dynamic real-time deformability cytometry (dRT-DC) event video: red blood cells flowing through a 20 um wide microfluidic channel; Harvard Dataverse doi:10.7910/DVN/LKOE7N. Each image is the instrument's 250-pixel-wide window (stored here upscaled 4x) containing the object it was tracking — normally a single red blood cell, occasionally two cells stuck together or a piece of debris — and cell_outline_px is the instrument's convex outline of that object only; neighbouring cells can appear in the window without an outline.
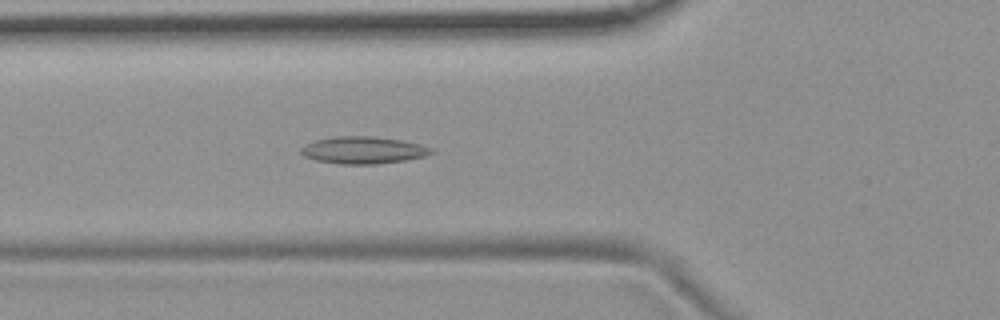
{"species": "common noctule bat (a hibernating species)", "species_latin": "Nyctalus noctula", "temperature_condition": "room temperature", "stored_images_in_passage": 54, "camera_frame_rate_fps": 3000, "um_per_image_px": 0.085, "animal": {"sex": "female", "body_mass_g": 19.9}, "frame": {"image": 1, "passage_image": 19, "time_ms": 6.0, "image_size_px": [1000, 320], "cell_outline_px": [[436, 152], [424, 156], [404, 160], [376, 164], [340, 164], [316, 160], [304, 156], [300, 152], [300, 148], [304, 144], [316, 140], [336, 136], [372, 136], [400, 140], [420, 144], [432, 148]], "centroid_in_image_um": [30.86, 12.76], "position_along_channel_um": 94.9, "area_um2": 20.58}}
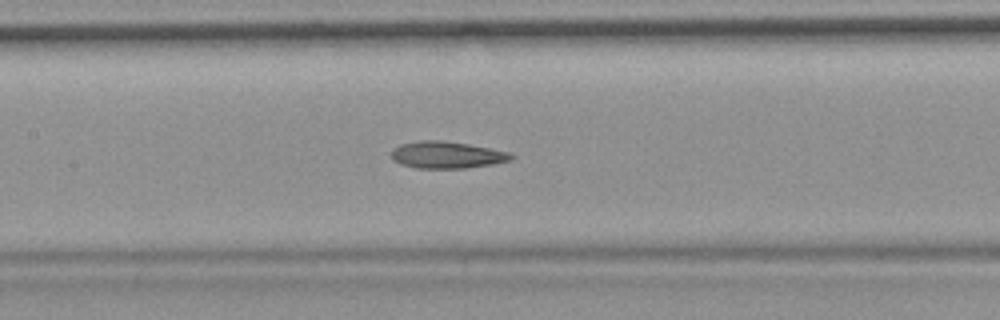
{"frame": {"image": 2, "passage_image": 25, "time_ms": 8.0, "image_size_px": [1000, 320], "cell_outline_px": [[516, 156], [512, 160], [492, 164], [468, 168], [416, 168], [400, 164], [392, 160], [392, 148], [400, 144], [420, 140], [440, 140], [468, 144], [512, 152]], "centroid_in_image_um": [38.0, 13.17], "position_along_channel_um": 169.4, "area_um2": 19.02}}
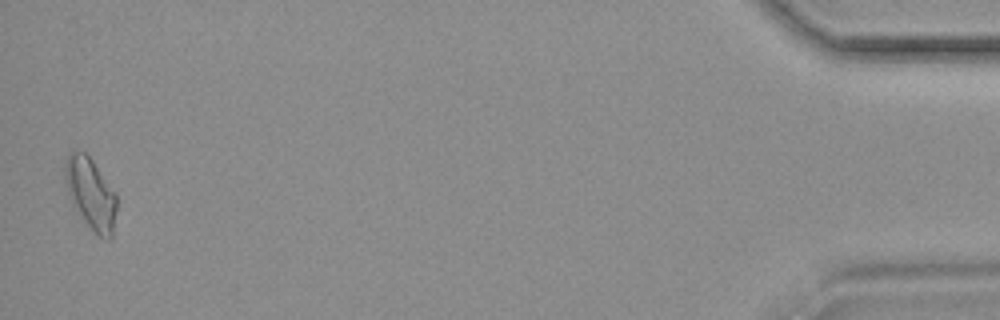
{"frame": {"image": 3, "passage_image": 53, "time_ms": 17.333, "image_size_px": [1000, 320], "cell_outline_px": [[116, 208], [112, 240], [108, 240], [96, 236], [72, 204], [68, 192], [64, 176], [64, 164], [68, 156], [72, 152], [84, 152], [92, 160], [116, 192]], "centroid_in_image_um": [7.73, 16.5], "position_along_channel_um": 427.5, "area_um2": 21.44}, "authors_computed_cell_mechanics": {"area_um2": 19.5075, "velocity_mm_per_s": 3.7086, "shape_relaxation_time_tau1_ms": null, "shape_relaxation_time_tau2_ms": 4.537, "deformation_change_tau1": null, "deformation_change_tau2": 0.1304}}